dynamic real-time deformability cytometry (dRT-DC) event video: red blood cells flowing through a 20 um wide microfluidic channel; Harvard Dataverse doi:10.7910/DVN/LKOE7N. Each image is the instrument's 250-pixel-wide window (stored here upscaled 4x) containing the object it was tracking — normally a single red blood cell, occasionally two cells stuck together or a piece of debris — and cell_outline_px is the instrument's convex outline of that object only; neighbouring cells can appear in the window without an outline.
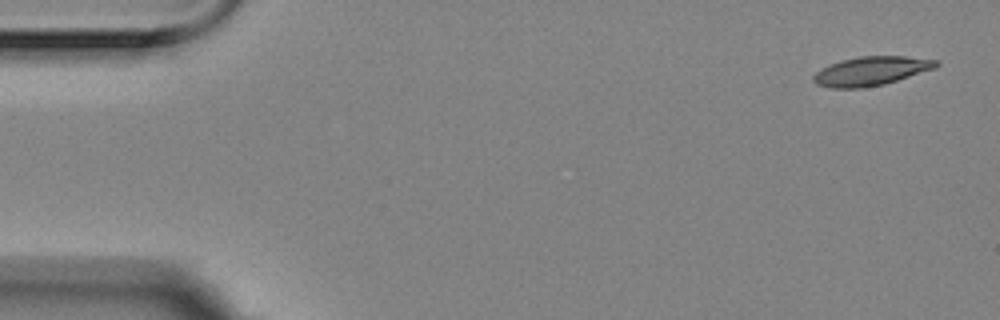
{"species": "Egyptian fruit bat (a non-hibernating species)", "species_latin": "Rousettus aegyptiacus", "temperature_condition": "room temperature", "stored_images_in_passage": 5, "camera_frame_rate_fps": 3000, "um_per_image_px": 0.085, "animal": {"sex": "female"}, "frame": {"image": 1, "passage_image": 1, "time_ms": 0.0, "image_size_px": [1000, 320], "cell_outline_px": [[940, 64], [936, 68], [884, 84], [860, 88], [832, 88], [816, 84], [812, 80], [812, 76], [820, 68], [828, 64], [840, 60], [860, 56], [904, 56], [940, 60]], "centroid_in_image_um": [74.03, 6.03], "position_along_channel_um": 11.0, "area_um2": 20.87}}
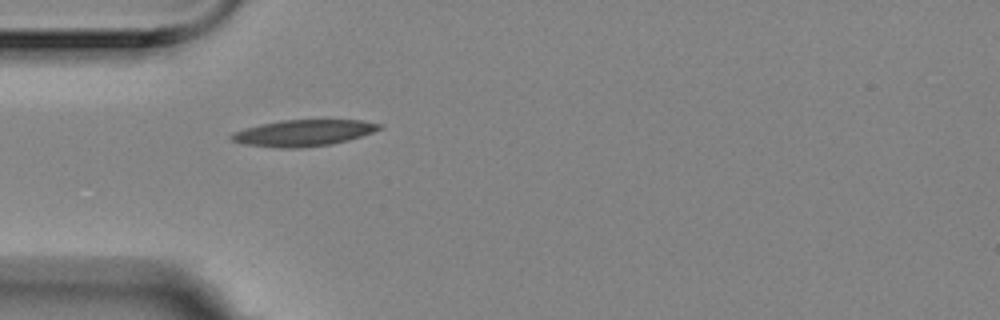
{"frame": {"image": 2, "passage_image": 5, "time_ms": 1.333, "image_size_px": [1000, 320], "cell_outline_px": [[384, 128], [348, 140], [332, 144], [300, 148], [280, 148], [244, 144], [232, 140], [228, 136], [232, 132], [244, 128], [260, 124], [280, 120], [360, 120], [384, 124]], "centroid_in_image_um": [25.79, 11.29], "position_along_channel_um": 59.2, "area_um2": 22.83}}